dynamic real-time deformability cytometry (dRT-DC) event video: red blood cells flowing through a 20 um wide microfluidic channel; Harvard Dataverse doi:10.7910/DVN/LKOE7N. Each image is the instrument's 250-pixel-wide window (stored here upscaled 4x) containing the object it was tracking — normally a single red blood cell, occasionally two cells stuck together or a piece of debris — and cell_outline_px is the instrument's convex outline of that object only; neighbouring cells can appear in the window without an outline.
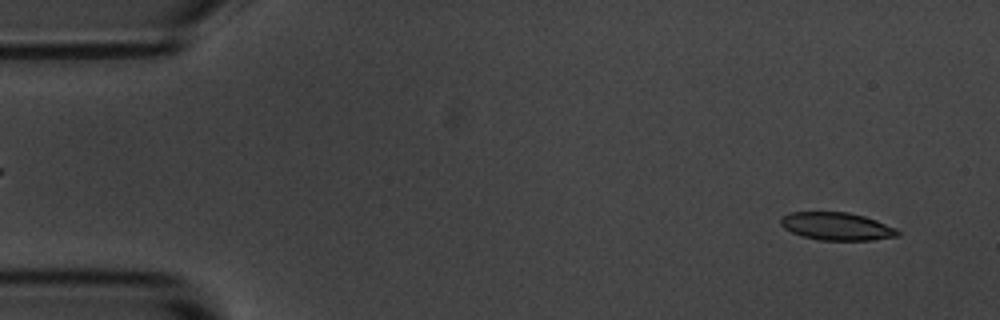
{"species": "common noctule bat (a hibernating species)", "species_latin": "Nyctalus noctula", "temperature_condition": "room temperature", "stored_images_in_passage": 54, "camera_frame_rate_fps": 3000, "um_per_image_px": 0.085, "animal": {"sex": "male", "body_mass_g": 20.1, "forearm_length_mm": 53.5}, "frame": {"image": 1, "passage_image": 3, "time_ms": 0.667, "image_size_px": [1000, 320], "cell_outline_px": [[900, 236], [872, 240], [820, 240], [800, 236], [784, 228], [780, 224], [780, 216], [792, 212], [848, 212], [864, 216], [876, 220], [896, 228], [900, 232]], "centroid_in_image_um": [71.11, 19.24], "position_along_channel_um": 13.9, "area_um2": 19.07}}
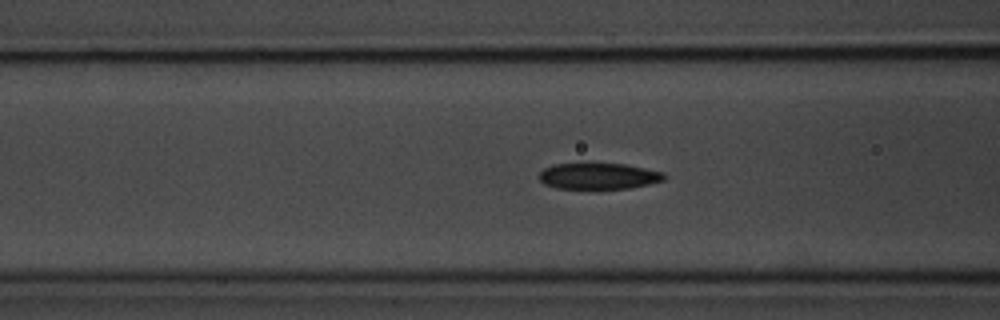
{"frame": {"image": 2, "passage_image": 20, "time_ms": 6.333, "image_size_px": [1000, 320], "cell_outline_px": [[664, 180], [648, 184], [628, 188], [556, 188], [544, 184], [540, 180], [540, 172], [544, 168], [552, 164], [628, 164], [664, 172]], "centroid_in_image_um": [50.88, 14.96], "position_along_channel_um": 115.7, "area_um2": 18.84}}
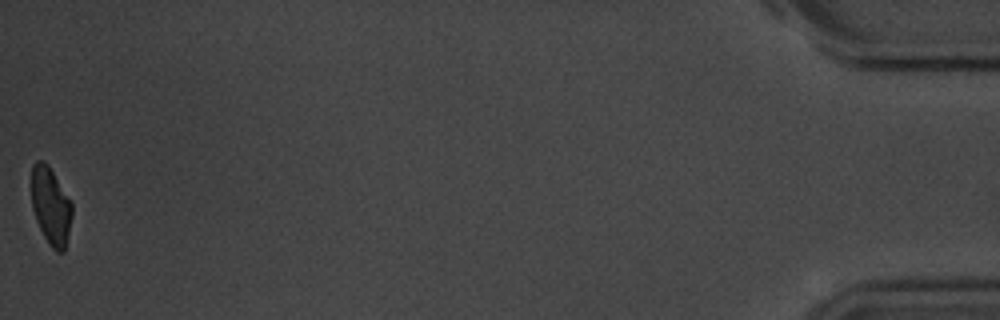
{"frame": {"image": 3, "passage_image": 54, "time_ms": 17.667, "image_size_px": [1000, 320], "cell_outline_px": [[72, 216], [64, 252], [56, 252], [48, 244], [36, 220], [32, 208], [32, 164], [36, 160], [44, 160], [48, 164], [72, 204]], "centroid_in_image_um": [4.31, 17.51], "position_along_channel_um": 430.9, "area_um2": 18.21}, "authors_computed_cell_mechanics": {"area_um2": 20.0855, "velocity_mm_per_s": 3.647, "shape_relaxation_time_tau1_ms": 4.0, "shape_relaxation_time_tau2_ms": 2.192, "deformation_change_tau1": 0.1228, "deformation_change_tau2": 0.0778}}